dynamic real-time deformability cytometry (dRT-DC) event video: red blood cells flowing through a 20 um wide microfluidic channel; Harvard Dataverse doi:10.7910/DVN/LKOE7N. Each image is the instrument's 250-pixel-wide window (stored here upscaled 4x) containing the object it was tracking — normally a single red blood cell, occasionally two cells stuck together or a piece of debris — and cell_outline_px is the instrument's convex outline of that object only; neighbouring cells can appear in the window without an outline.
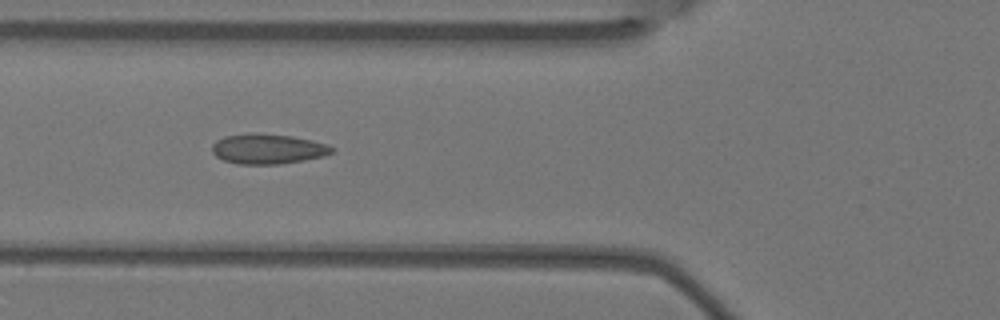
{"species": "Egyptian fruit bat (a non-hibernating species)", "species_latin": "Rousettus aegyptiacus", "temperature_condition": "warm", "stored_images_in_passage": 8, "camera_frame_rate_fps": 3000, "um_per_image_px": 0.085, "animal": {"sex": "female"}, "frame": {"image": 1, "passage_image": 5, "time_ms": 1.333, "image_size_px": [1000, 320], "cell_outline_px": [[332, 152], [324, 156], [304, 160], [280, 164], [236, 164], [224, 160], [216, 156], [212, 152], [212, 144], [216, 140], [224, 136], [292, 136], [312, 140], [328, 144], [332, 148]], "centroid_in_image_um": [22.78, 12.71], "position_along_channel_um": 103.0, "area_um2": 20.11}}
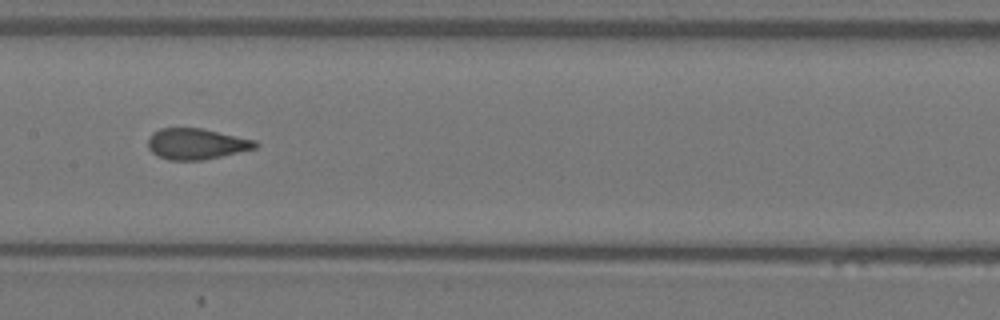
{"frame": {"image": 2, "passage_image": 7, "time_ms": 2.0, "image_size_px": [1000, 320], "cell_outline_px": [[260, 144], [256, 148], [220, 156], [200, 160], [168, 160], [156, 156], [148, 148], [148, 136], [152, 132], [160, 128], [200, 128], [256, 140]], "centroid_in_image_um": [16.65, 12.23], "position_along_channel_um": 190.8, "area_um2": 19.36}}
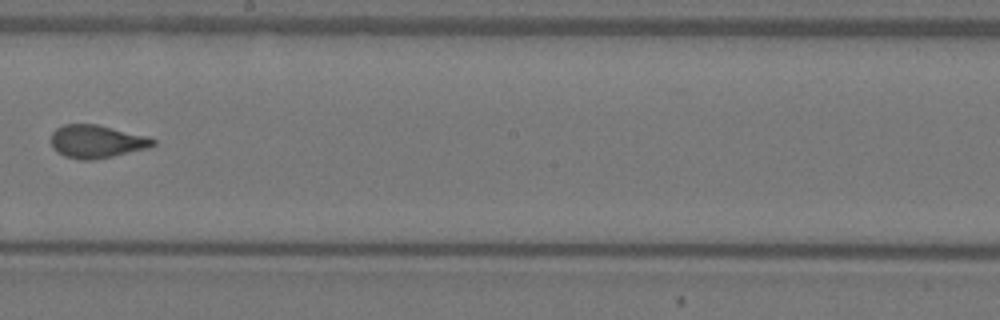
{"frame": {"image": 3, "passage_image": 8, "time_ms": 2.333, "image_size_px": [1000, 320], "cell_outline_px": [[156, 144], [148, 148], [112, 156], [92, 160], [80, 160], [64, 156], [56, 152], [52, 148], [52, 132], [56, 128], [64, 124], [96, 124], [148, 136], [156, 140]], "centroid_in_image_um": [8.2, 12.03], "position_along_channel_um": 240.0, "area_um2": 19.65}}